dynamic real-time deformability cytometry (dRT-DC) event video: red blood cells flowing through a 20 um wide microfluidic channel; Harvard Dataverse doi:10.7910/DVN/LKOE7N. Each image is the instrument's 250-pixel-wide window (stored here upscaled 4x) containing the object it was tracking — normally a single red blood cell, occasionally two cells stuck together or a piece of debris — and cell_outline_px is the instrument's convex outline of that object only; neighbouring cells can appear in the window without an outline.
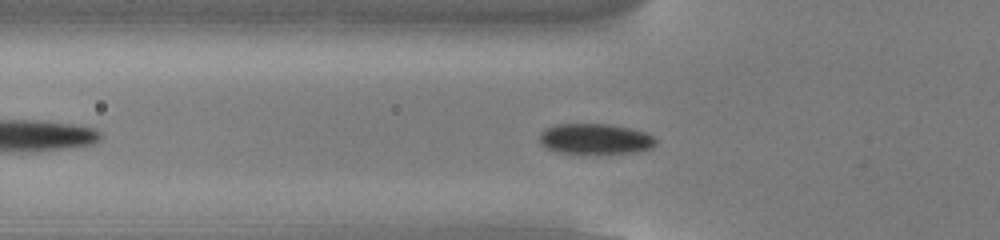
{"species": "common noctule bat (a hibernating species)", "species_latin": "Nyctalus noctula", "temperature_condition": "cold", "stored_images_in_passage": 45, "camera_frame_rate_fps": 3000, "um_per_image_px": 0.085, "animal": {"sex": "male", "body_mass_g": 13.0, "forearm_length_mm": 53.1}, "frame": {"image": 1, "passage_image": 9, "time_ms": 2.667, "image_size_px": [1000, 240], "cell_outline_px": [[656, 144], [652, 148], [636, 152], [556, 152], [540, 144], [540, 132], [544, 128], [556, 124], [608, 124], [632, 128], [644, 132], [652, 136], [656, 140]], "centroid_in_image_um": [50.58, 11.78], "position_along_channel_um": 75.2, "area_um2": 20.4}}
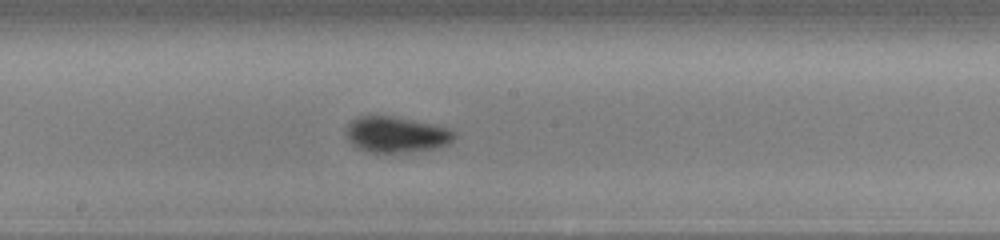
{"frame": {"image": 2, "passage_image": 20, "time_ms": 6.333, "image_size_px": [1000, 240], "cell_outline_px": [[456, 136], [448, 144], [436, 148], [408, 152], [368, 152], [356, 148], [348, 140], [344, 132], [348, 124], [356, 116], [392, 116], [436, 124], [448, 128], [456, 132]], "centroid_in_image_um": [33.66, 11.43], "position_along_channel_um": 214.5, "area_um2": 22.89}}
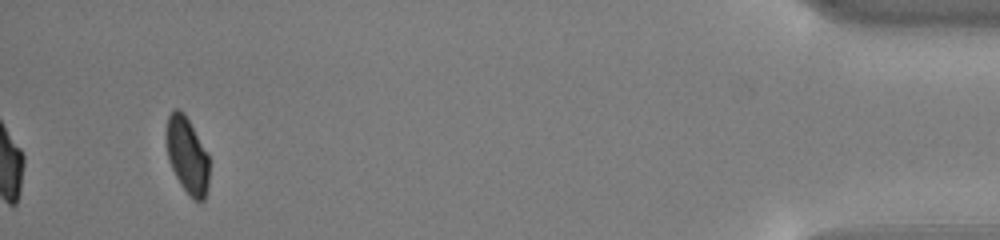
{"frame": {"image": 3, "passage_image": 42, "time_ms": 13.667, "image_size_px": [1000, 240], "cell_outline_px": [[208, 184], [204, 200], [192, 200], [188, 196], [180, 184], [168, 160], [164, 140], [164, 132], [168, 116], [172, 108], [176, 108], [184, 112], [208, 152]], "centroid_in_image_um": [15.87, 13.16], "position_along_channel_um": 419.3, "area_um2": 19.65}, "authors_computed_cell_mechanics": {"area_um2": 21.097, "velocity_mm_per_s": 3.7965, "shape_relaxation_time_tau1_ms": 2.5435, "shape_relaxation_time_tau2_ms": null, "deformation_change_tau1": 0.095, "deformation_change_tau2": null}}